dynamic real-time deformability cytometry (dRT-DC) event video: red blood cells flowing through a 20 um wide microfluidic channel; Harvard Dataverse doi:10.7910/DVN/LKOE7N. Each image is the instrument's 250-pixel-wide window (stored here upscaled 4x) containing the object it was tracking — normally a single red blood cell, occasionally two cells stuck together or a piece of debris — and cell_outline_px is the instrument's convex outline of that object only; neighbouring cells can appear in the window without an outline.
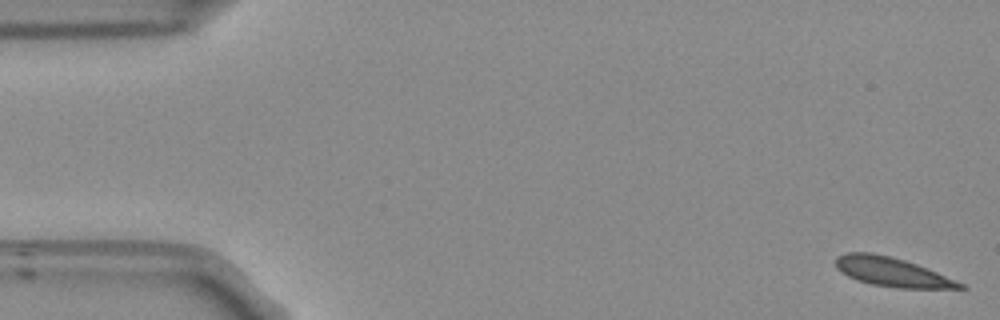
{"species": "Egyptian fruit bat (a non-hibernating species)", "species_latin": "Rousettus aegyptiacus", "temperature_condition": "room temperature", "stored_images_in_passage": 15, "camera_frame_rate_fps": 3000, "um_per_image_px": 0.085, "frame": {"image": 1, "passage_image": 1, "time_ms": 0.0, "image_size_px": [1000, 320], "cell_outline_px": [[968, 288], [900, 288], [872, 284], [856, 280], [848, 276], [836, 268], [836, 256], [848, 252], [872, 252], [904, 260], [916, 264], [936, 272], [964, 284]], "centroid_in_image_um": [75.77, 23.11], "position_along_channel_um": 9.2, "area_um2": 20.75}}
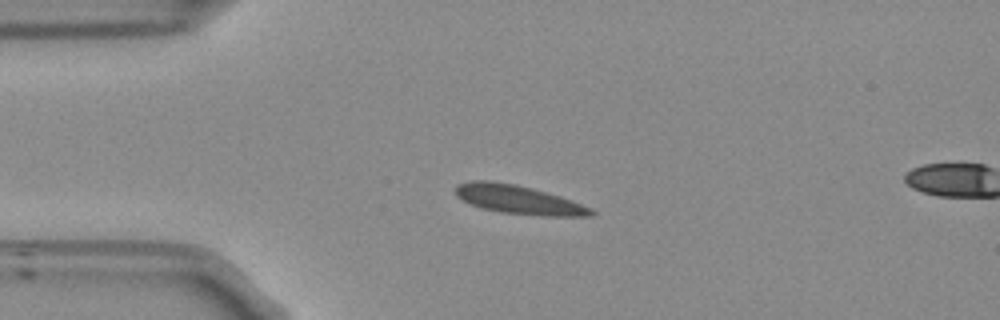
{"frame": {"image": 2, "passage_image": 12, "time_ms": 3.667, "image_size_px": [1000, 320], "cell_outline_px": [[596, 212], [592, 216], [540, 216], [500, 212], [480, 208], [456, 196], [456, 188], [460, 184], [472, 180], [488, 180], [516, 184], [532, 188], [560, 196], [592, 208]], "centroid_in_image_um": [44.1, 16.98], "position_along_channel_um": 40.9, "area_um2": 22.66}}